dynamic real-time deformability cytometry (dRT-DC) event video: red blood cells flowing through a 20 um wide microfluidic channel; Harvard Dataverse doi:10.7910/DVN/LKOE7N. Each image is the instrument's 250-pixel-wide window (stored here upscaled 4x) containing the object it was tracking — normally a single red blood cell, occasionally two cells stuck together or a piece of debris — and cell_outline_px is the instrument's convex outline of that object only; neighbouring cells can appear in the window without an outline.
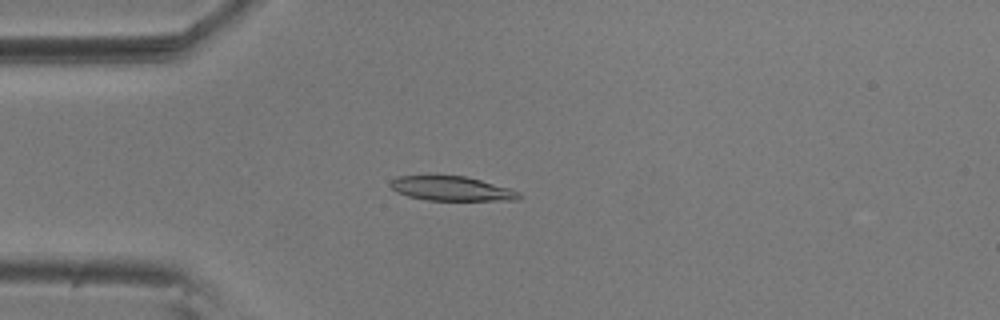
{"species": "common noctule bat (a hibernating species)", "species_latin": "Nyctalus noctula", "temperature_condition": "room temperature", "stored_images_in_passage": 48, "camera_frame_rate_fps": 3000, "um_per_image_px": 0.085, "animal": {"sex": "male", "body_mass_g": 20.5, "forearm_length_mm": 52.5}, "frame": {"image": 1, "passage_image": 11, "time_ms": 3.333, "image_size_px": [1000, 320], "cell_outline_px": [[524, 196], [520, 200], [428, 200], [408, 196], [396, 192], [388, 184], [396, 176], [428, 172], [436, 172], [464, 176], [480, 180], [508, 188], [520, 192]], "centroid_in_image_um": [38.29, 15.97], "position_along_channel_um": 46.7, "area_um2": 19.31}}
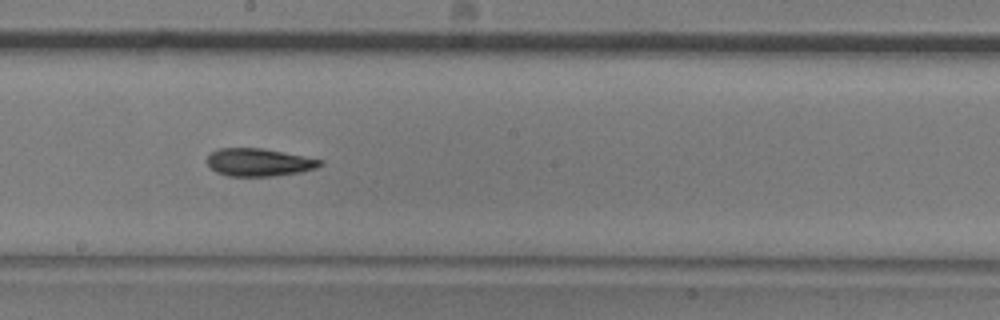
{"frame": {"image": 2, "passage_image": 27, "time_ms": 8.667, "image_size_px": [1000, 320], "cell_outline_px": [[324, 164], [316, 168], [300, 172], [272, 176], [228, 176], [216, 172], [208, 164], [208, 156], [212, 152], [220, 148], [264, 148], [324, 160]], "centroid_in_image_um": [22.05, 13.79], "position_along_channel_um": 226.2, "area_um2": 18.26}}
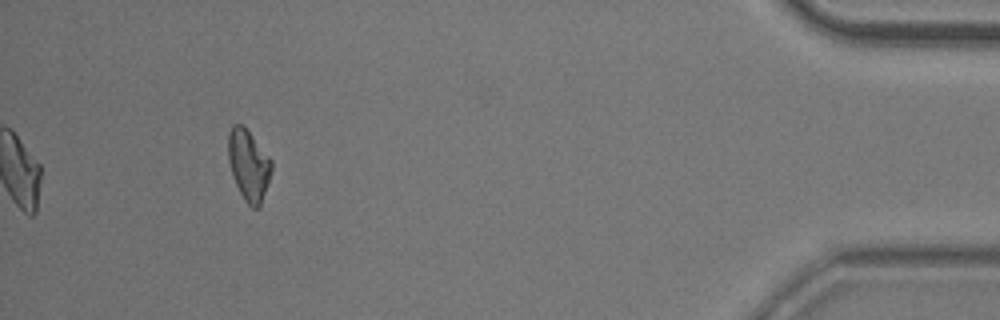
{"frame": {"image": 3, "passage_image": 48, "time_ms": 15.667, "image_size_px": [1000, 320], "cell_outline_px": [[272, 168], [260, 208], [252, 208], [244, 200], [236, 184], [228, 160], [228, 132], [232, 124], [244, 124], [272, 160]], "centroid_in_image_um": [21.13, 13.99], "position_along_channel_um": 414.1, "area_um2": 17.98}, "authors_computed_cell_mechanics": {"area_um2": 18.5249, "velocity_mm_per_s": 3.6149, "shape_relaxation_time_tau1_ms": 5.4354, "shape_relaxation_time_tau2_ms": null, "deformation_change_tau1": 0.1397, "deformation_change_tau2": null}}